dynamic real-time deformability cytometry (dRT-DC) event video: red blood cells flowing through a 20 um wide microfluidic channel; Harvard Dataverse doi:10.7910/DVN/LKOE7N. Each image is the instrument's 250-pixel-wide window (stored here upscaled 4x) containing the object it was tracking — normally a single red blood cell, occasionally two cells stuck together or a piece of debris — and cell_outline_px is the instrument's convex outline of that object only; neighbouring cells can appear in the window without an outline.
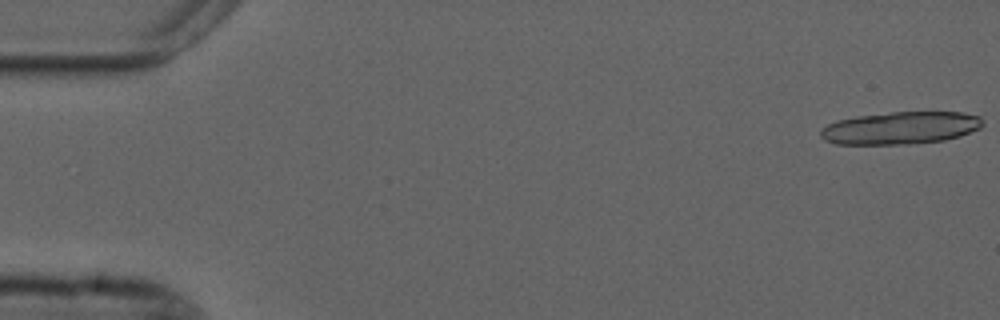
{"species": "common noctule bat (a hibernating species)", "species_latin": "Nyctalus noctula", "temperature_condition": "cold", "stored_images_in_passage": 18, "camera_frame_rate_fps": 3000, "um_per_image_px": 0.085, "animal": {"sex": "male", "forearm_length_mm": 52.5}, "frame": {"image": 1, "passage_image": 1, "time_ms": 0.0, "image_size_px": [1000, 320], "cell_outline_px": [[984, 124], [980, 128], [960, 136], [944, 140], [908, 144], [836, 144], [824, 140], [820, 136], [820, 128], [836, 120], [856, 116], [892, 112], [960, 112], [980, 116], [984, 120]], "centroid_in_image_um": [76.53, 10.87], "position_along_channel_um": 8.5, "area_um2": 30.87}}